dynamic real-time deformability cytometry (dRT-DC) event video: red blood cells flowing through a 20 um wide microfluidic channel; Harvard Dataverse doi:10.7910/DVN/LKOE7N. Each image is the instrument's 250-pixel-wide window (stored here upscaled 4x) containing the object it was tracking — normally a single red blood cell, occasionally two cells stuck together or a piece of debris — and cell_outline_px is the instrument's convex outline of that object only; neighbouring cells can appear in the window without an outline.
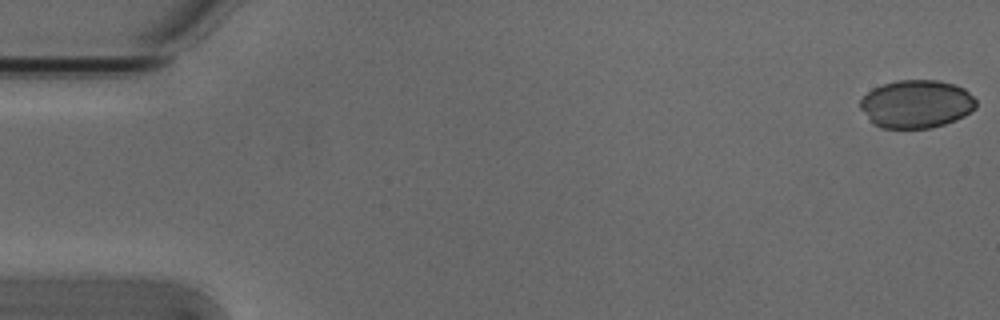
{"species": "Egyptian fruit bat (a non-hibernating species)", "species_latin": "Rousettus aegyptiacus", "temperature_condition": "cold", "stored_images_in_passage": 6, "camera_frame_rate_fps": 3000, "um_per_image_px": 0.085, "animal": {"sex": "male"}, "frame": {"image": 1, "passage_image": 1, "time_ms": 0.0, "image_size_px": [1000, 320], "cell_outline_px": [[976, 108], [964, 116], [956, 120], [932, 128], [880, 128], [872, 124], [860, 108], [860, 100], [872, 88], [896, 80], [940, 80], [956, 84], [964, 88], [976, 100]], "centroid_in_image_um": [77.89, 8.84], "position_along_channel_um": 7.1, "area_um2": 32.71}}